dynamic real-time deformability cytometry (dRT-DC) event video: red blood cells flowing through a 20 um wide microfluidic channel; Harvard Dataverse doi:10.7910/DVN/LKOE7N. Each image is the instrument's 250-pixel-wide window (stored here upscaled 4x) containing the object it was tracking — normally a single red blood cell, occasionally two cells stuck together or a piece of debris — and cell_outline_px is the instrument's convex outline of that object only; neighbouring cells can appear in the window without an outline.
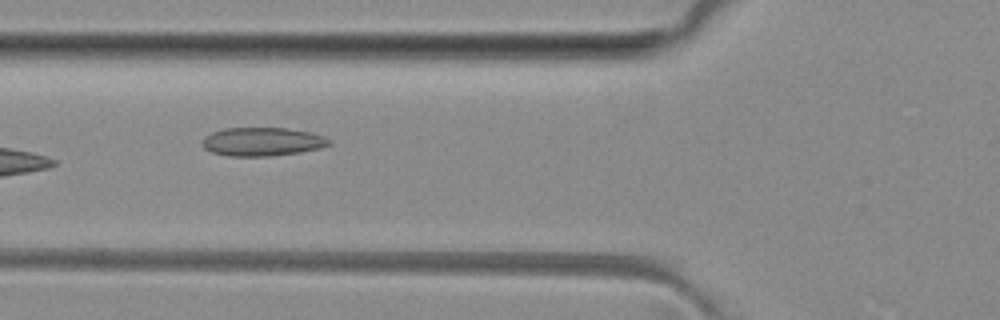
{"species": "common noctule bat (a hibernating species)", "species_latin": "Nyctalus noctula", "temperature_condition": "room temperature", "stored_images_in_passage": 8, "camera_frame_rate_fps": 3000, "um_per_image_px": 0.085, "animal": {"sex": "female", "body_mass_g": 29.2, "forearm_length_mm": 56.3}, "frame": {"image": 1, "passage_image": 4, "time_ms": 5.0, "image_size_px": [1000, 320], "cell_outline_px": [[332, 144], [320, 148], [300, 152], [268, 156], [228, 156], [212, 152], [204, 148], [204, 136], [212, 132], [224, 128], [288, 128], [312, 132], [324, 136], [332, 140]], "centroid_in_image_um": [22.34, 12.04], "position_along_channel_um": 103.5, "area_um2": 21.15}}
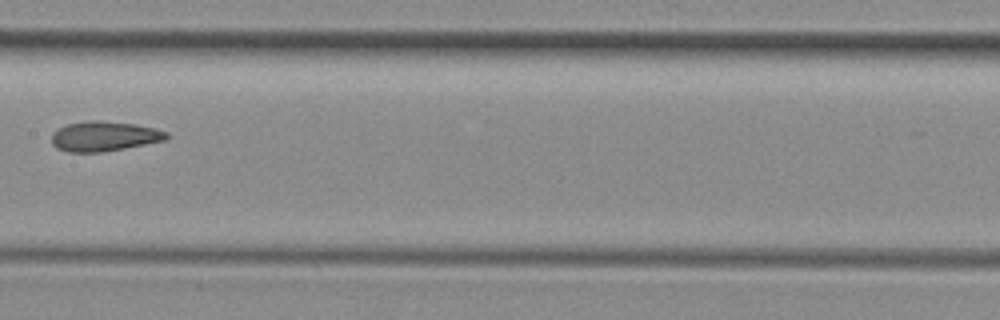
{"frame": {"image": 2, "passage_image": 6, "time_ms": 7.333, "image_size_px": [1000, 320], "cell_outline_px": [[168, 136], [164, 140], [124, 148], [100, 152], [68, 152], [56, 148], [52, 144], [52, 132], [68, 124], [92, 120], [96, 120], [136, 124], [156, 128], [168, 132]], "centroid_in_image_um": [8.84, 11.58], "position_along_channel_um": 198.6, "area_um2": 19.83}}
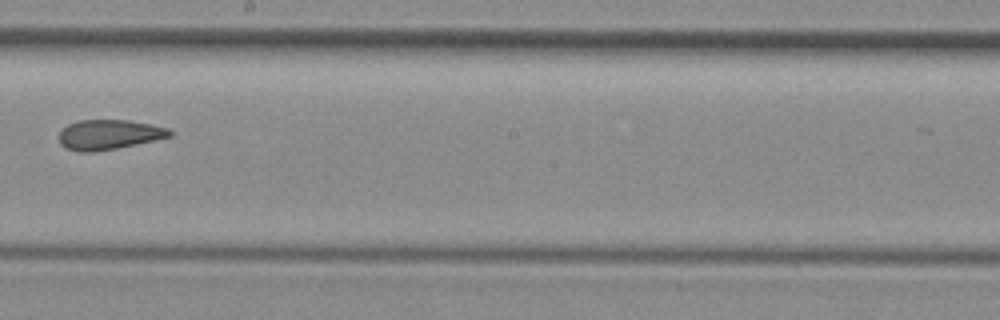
{"frame": {"image": 3, "passage_image": 7, "time_ms": 8.333, "image_size_px": [1000, 320], "cell_outline_px": [[172, 136], [116, 148], [96, 152], [80, 152], [68, 148], [60, 144], [60, 132], [68, 124], [76, 120], [128, 120], [152, 124], [168, 128], [172, 132]], "centroid_in_image_um": [9.26, 11.43], "position_along_channel_um": 238.9, "area_um2": 19.13}}